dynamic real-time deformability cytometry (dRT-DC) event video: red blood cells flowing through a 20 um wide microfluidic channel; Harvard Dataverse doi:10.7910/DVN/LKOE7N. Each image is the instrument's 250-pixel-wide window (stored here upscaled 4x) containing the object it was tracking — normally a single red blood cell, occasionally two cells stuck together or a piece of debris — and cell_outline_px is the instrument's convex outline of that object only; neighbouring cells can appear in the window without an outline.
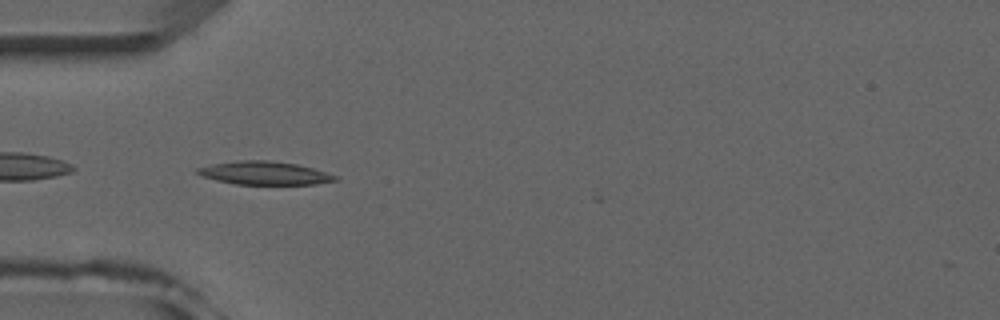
{"species": "common noctule bat (a hibernating species)", "species_latin": "Nyctalus noctula", "temperature_condition": "room temperature", "stored_images_in_passage": 3, "camera_frame_rate_fps": 3000, "um_per_image_px": 0.085, "animal": {"sex": "male", "forearm_length_mm": 52.5}, "frame": {"image": 1, "passage_image": 1, "time_ms": 0.0, "image_size_px": [1000, 320], "cell_outline_px": [[340, 180], [316, 184], [236, 184], [216, 180], [204, 176], [196, 172], [196, 168], [212, 164], [236, 160], [268, 160], [296, 164], [312, 168], [336, 176]], "centroid_in_image_um": [22.48, 14.7], "position_along_channel_um": 62.5, "area_um2": 18.5}}